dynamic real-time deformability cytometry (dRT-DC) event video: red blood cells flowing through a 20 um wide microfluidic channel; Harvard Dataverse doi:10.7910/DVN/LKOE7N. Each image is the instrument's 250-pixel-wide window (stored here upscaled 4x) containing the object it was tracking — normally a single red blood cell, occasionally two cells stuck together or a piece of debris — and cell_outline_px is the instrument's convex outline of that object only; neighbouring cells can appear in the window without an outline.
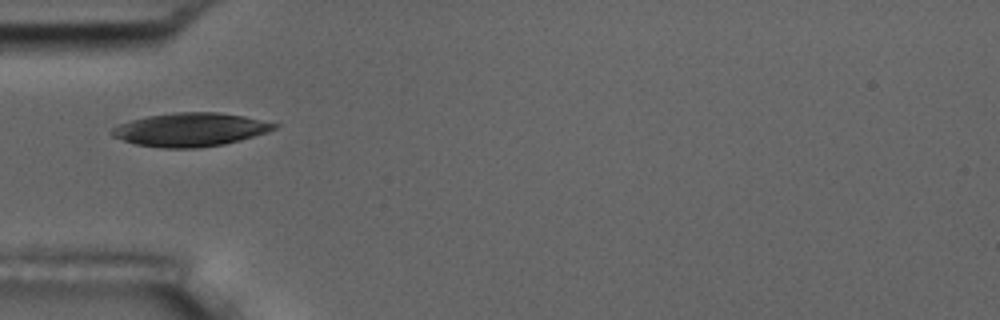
{"species": "common noctule bat (a hibernating species)", "species_latin": "Nyctalus noctula", "temperature_condition": "room temperature", "stored_images_in_passage": 6, "camera_frame_rate_fps": 3000, "um_per_image_px": 0.085, "animal": {"sex": "male", "body_mass_g": 17.5, "forearm_length_mm": 52.3}, "frame": {"image": 1, "passage_image": 2, "time_ms": 2.0, "image_size_px": [1000, 320], "cell_outline_px": [[280, 124], [276, 128], [268, 132], [240, 140], [224, 144], [196, 148], [164, 148], [136, 144], [112, 136], [108, 132], [112, 128], [120, 124], [132, 120], [148, 116], [172, 112], [220, 112], [244, 116]], "centroid_in_image_um": [16.19, 11.01], "position_along_channel_um": 68.8, "area_um2": 31.67}}
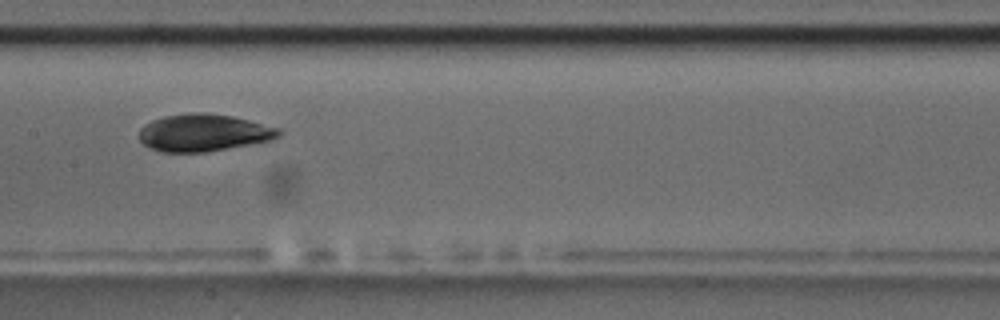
{"frame": {"image": 2, "passage_image": 5, "time_ms": 5.333, "image_size_px": [1000, 320], "cell_outline_px": [[284, 132], [280, 136], [272, 140], [204, 152], [160, 152], [148, 148], [140, 140], [140, 128], [144, 124], [152, 120], [164, 116], [192, 112], [204, 112], [232, 116], [280, 128]], "centroid_in_image_um": [17.3, 11.27], "position_along_channel_um": 190.1, "area_um2": 30.4}}